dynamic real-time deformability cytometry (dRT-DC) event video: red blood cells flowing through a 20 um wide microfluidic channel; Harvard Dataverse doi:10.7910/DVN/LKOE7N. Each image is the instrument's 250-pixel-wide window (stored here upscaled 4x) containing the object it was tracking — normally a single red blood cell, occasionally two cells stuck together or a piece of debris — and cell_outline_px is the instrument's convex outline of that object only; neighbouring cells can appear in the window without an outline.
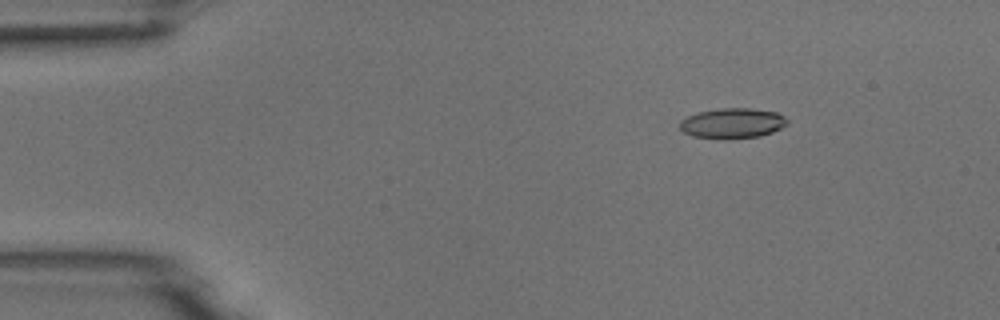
{"species": "common noctule bat (a hibernating species)", "species_latin": "Nyctalus noctula", "temperature_condition": "room temperature", "stored_images_in_passage": 3, "camera_frame_rate_fps": 3000, "um_per_image_px": 0.085, "animal": {"sex": "male", "body_mass_g": 18.8}, "frame": {"image": 1, "passage_image": 1, "time_ms": 0.0, "image_size_px": [1000, 320], "cell_outline_px": [[788, 124], [772, 132], [760, 136], [728, 140], [724, 140], [692, 136], [684, 132], [680, 128], [680, 120], [688, 116], [700, 112], [720, 108], [752, 108], [776, 112], [784, 116], [788, 120]], "centroid_in_image_um": [62.26, 10.49], "position_along_channel_um": 22.7, "area_um2": 19.13}}